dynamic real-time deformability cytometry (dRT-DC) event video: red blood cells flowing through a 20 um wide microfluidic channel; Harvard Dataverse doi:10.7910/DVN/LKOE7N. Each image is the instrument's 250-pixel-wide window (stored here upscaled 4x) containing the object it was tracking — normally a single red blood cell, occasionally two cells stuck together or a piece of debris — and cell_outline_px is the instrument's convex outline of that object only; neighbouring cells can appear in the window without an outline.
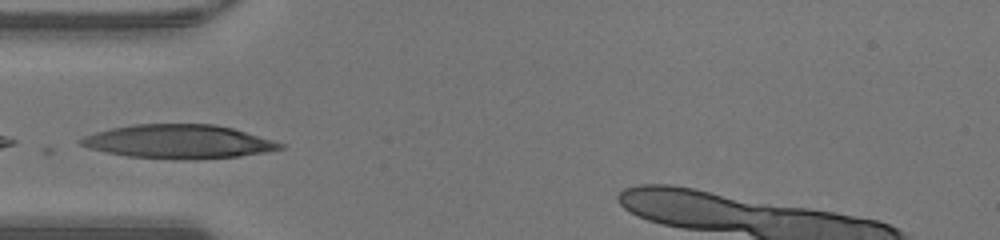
{"species": "human", "species_latin": "Homo sapiens", "temperature_condition": "warm", "stored_images_in_passage": 20, "camera_frame_rate_fps": 3000, "um_per_image_px": 0.085, "donor": {"sex": "male"}, "frame": {"image": 1, "passage_image": 1, "time_ms": 0.0, "image_size_px": [1000, 240], "cell_outline_px": [[284, 148], [264, 152], [240, 156], [184, 160], [128, 156], [88, 148], [80, 144], [76, 140], [84, 136], [96, 132], [112, 128], [132, 124], [216, 124], [232, 128], [272, 140], [284, 144]], "centroid_in_image_um": [15.15, 12.03], "position_along_channel_um": 69.8, "area_um2": 39.02}}
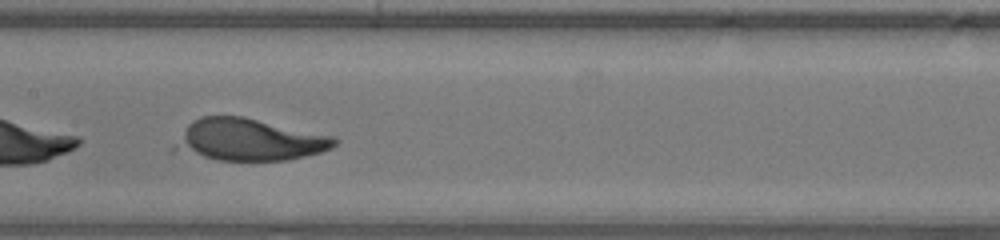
{"frame": {"image": 2, "passage_image": 9, "time_ms": 2.667, "image_size_px": [1000, 240], "cell_outline_px": [[340, 140], [332, 148], [320, 152], [288, 160], [216, 160], [172, 152], [172, 148], [188, 124], [192, 120], [200, 116], [244, 116], [336, 136]], "centroid_in_image_um": [21.16, 11.88], "position_along_channel_um": 186.2, "area_um2": 39.54}}
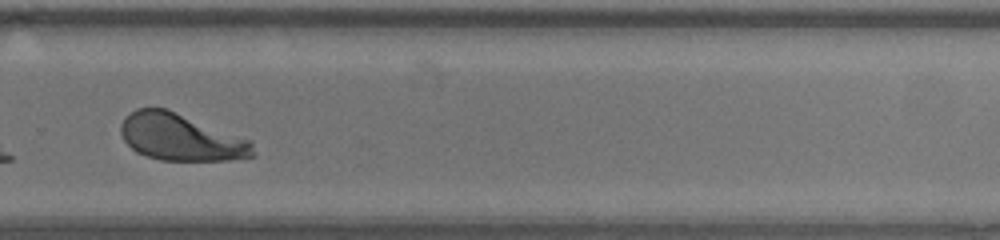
{"frame": {"image": 3, "passage_image": 18, "time_ms": 5.667, "image_size_px": [1000, 240], "cell_outline_px": [[256, 156], [228, 160], [160, 160], [136, 152], [124, 140], [120, 132], [120, 124], [124, 116], [136, 108], [168, 108], [252, 140]], "centroid_in_image_um": [15.38, 11.65], "position_along_channel_um": 314.4, "area_um2": 36.53}}